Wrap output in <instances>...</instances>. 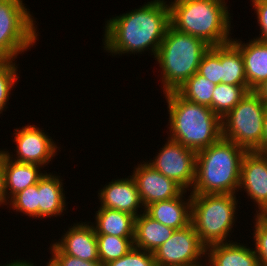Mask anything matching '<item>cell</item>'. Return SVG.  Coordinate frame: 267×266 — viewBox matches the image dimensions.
Instances as JSON below:
<instances>
[{"label": "cell", "mask_w": 267, "mask_h": 266, "mask_svg": "<svg viewBox=\"0 0 267 266\" xmlns=\"http://www.w3.org/2000/svg\"><path fill=\"white\" fill-rule=\"evenodd\" d=\"M165 0H153L140 8L106 21L103 48L122 55L151 50L154 58L170 23V6Z\"/></svg>", "instance_id": "6da1fadb"}, {"label": "cell", "mask_w": 267, "mask_h": 266, "mask_svg": "<svg viewBox=\"0 0 267 266\" xmlns=\"http://www.w3.org/2000/svg\"><path fill=\"white\" fill-rule=\"evenodd\" d=\"M246 152L243 147L224 138L198 151L191 195L236 194Z\"/></svg>", "instance_id": "7a4b0ae2"}, {"label": "cell", "mask_w": 267, "mask_h": 266, "mask_svg": "<svg viewBox=\"0 0 267 266\" xmlns=\"http://www.w3.org/2000/svg\"><path fill=\"white\" fill-rule=\"evenodd\" d=\"M165 94L171 140L198 152L222 138V119L210 107L183 98L177 91Z\"/></svg>", "instance_id": "3957f363"}, {"label": "cell", "mask_w": 267, "mask_h": 266, "mask_svg": "<svg viewBox=\"0 0 267 266\" xmlns=\"http://www.w3.org/2000/svg\"><path fill=\"white\" fill-rule=\"evenodd\" d=\"M226 3L225 0L169 1L171 26L210 46L228 43L232 40L231 16Z\"/></svg>", "instance_id": "277c9868"}, {"label": "cell", "mask_w": 267, "mask_h": 266, "mask_svg": "<svg viewBox=\"0 0 267 266\" xmlns=\"http://www.w3.org/2000/svg\"><path fill=\"white\" fill-rule=\"evenodd\" d=\"M210 47L204 40L170 25L155 56L162 70L163 92L177 91L197 73L199 63Z\"/></svg>", "instance_id": "5b68a950"}, {"label": "cell", "mask_w": 267, "mask_h": 266, "mask_svg": "<svg viewBox=\"0 0 267 266\" xmlns=\"http://www.w3.org/2000/svg\"><path fill=\"white\" fill-rule=\"evenodd\" d=\"M236 200L235 194L192 195L191 224L205 247L227 243L236 220Z\"/></svg>", "instance_id": "8992f818"}, {"label": "cell", "mask_w": 267, "mask_h": 266, "mask_svg": "<svg viewBox=\"0 0 267 266\" xmlns=\"http://www.w3.org/2000/svg\"><path fill=\"white\" fill-rule=\"evenodd\" d=\"M266 103L251 90L222 118V138L247 151L261 152Z\"/></svg>", "instance_id": "52a82bcc"}, {"label": "cell", "mask_w": 267, "mask_h": 266, "mask_svg": "<svg viewBox=\"0 0 267 266\" xmlns=\"http://www.w3.org/2000/svg\"><path fill=\"white\" fill-rule=\"evenodd\" d=\"M29 10L22 0H5L0 5V58L15 60L36 43L39 35Z\"/></svg>", "instance_id": "ba28073f"}, {"label": "cell", "mask_w": 267, "mask_h": 266, "mask_svg": "<svg viewBox=\"0 0 267 266\" xmlns=\"http://www.w3.org/2000/svg\"><path fill=\"white\" fill-rule=\"evenodd\" d=\"M165 145L159 150L154 160L147 162L155 170L175 181L185 191L194 184L196 155L192 149L179 142L167 138Z\"/></svg>", "instance_id": "9c48e42d"}, {"label": "cell", "mask_w": 267, "mask_h": 266, "mask_svg": "<svg viewBox=\"0 0 267 266\" xmlns=\"http://www.w3.org/2000/svg\"><path fill=\"white\" fill-rule=\"evenodd\" d=\"M206 247L200 242L194 226L175 230L172 236L160 245L153 256L157 266H189L202 261Z\"/></svg>", "instance_id": "30bf717a"}, {"label": "cell", "mask_w": 267, "mask_h": 266, "mask_svg": "<svg viewBox=\"0 0 267 266\" xmlns=\"http://www.w3.org/2000/svg\"><path fill=\"white\" fill-rule=\"evenodd\" d=\"M43 131L29 124L20 130L16 128L14 132V142L17 145L14 154L16 158L9 151H4L5 155L13 161L37 164L44 168L43 165H47L57 154L58 147L52 137Z\"/></svg>", "instance_id": "8fae6325"}, {"label": "cell", "mask_w": 267, "mask_h": 266, "mask_svg": "<svg viewBox=\"0 0 267 266\" xmlns=\"http://www.w3.org/2000/svg\"><path fill=\"white\" fill-rule=\"evenodd\" d=\"M143 163V164H142ZM140 162L132 173L143 206L180 196L185 190L175 181L155 170L147 162Z\"/></svg>", "instance_id": "7c38bea8"}, {"label": "cell", "mask_w": 267, "mask_h": 266, "mask_svg": "<svg viewBox=\"0 0 267 266\" xmlns=\"http://www.w3.org/2000/svg\"><path fill=\"white\" fill-rule=\"evenodd\" d=\"M241 189L258 205L257 215L267 207V153L246 152L241 164Z\"/></svg>", "instance_id": "4fadbf2b"}, {"label": "cell", "mask_w": 267, "mask_h": 266, "mask_svg": "<svg viewBox=\"0 0 267 266\" xmlns=\"http://www.w3.org/2000/svg\"><path fill=\"white\" fill-rule=\"evenodd\" d=\"M84 223V224H83ZM76 223L59 241L50 244V253H65L66 255L89 262H100L98 257L97 236L94 227L89 222Z\"/></svg>", "instance_id": "5bb4252c"}, {"label": "cell", "mask_w": 267, "mask_h": 266, "mask_svg": "<svg viewBox=\"0 0 267 266\" xmlns=\"http://www.w3.org/2000/svg\"><path fill=\"white\" fill-rule=\"evenodd\" d=\"M101 206L99 208L115 209L133 215L135 218L138 214V208H143L136 183L132 176L112 180L108 185L98 193Z\"/></svg>", "instance_id": "9a60e30c"}, {"label": "cell", "mask_w": 267, "mask_h": 266, "mask_svg": "<svg viewBox=\"0 0 267 266\" xmlns=\"http://www.w3.org/2000/svg\"><path fill=\"white\" fill-rule=\"evenodd\" d=\"M184 193H187V190L170 200L149 204L144 210L150 217L174 230L185 228L191 224L192 195L190 193L188 199L184 201Z\"/></svg>", "instance_id": "2e32d148"}, {"label": "cell", "mask_w": 267, "mask_h": 266, "mask_svg": "<svg viewBox=\"0 0 267 266\" xmlns=\"http://www.w3.org/2000/svg\"><path fill=\"white\" fill-rule=\"evenodd\" d=\"M239 40L232 38L231 41L242 54L249 90H255L267 79V43L255 38L246 44Z\"/></svg>", "instance_id": "e0dca14e"}, {"label": "cell", "mask_w": 267, "mask_h": 266, "mask_svg": "<svg viewBox=\"0 0 267 266\" xmlns=\"http://www.w3.org/2000/svg\"><path fill=\"white\" fill-rule=\"evenodd\" d=\"M253 249L232 241L212 244L206 247L205 259L209 266H260Z\"/></svg>", "instance_id": "ac0fdd59"}, {"label": "cell", "mask_w": 267, "mask_h": 266, "mask_svg": "<svg viewBox=\"0 0 267 266\" xmlns=\"http://www.w3.org/2000/svg\"><path fill=\"white\" fill-rule=\"evenodd\" d=\"M62 181L60 176L47 172L38 181V218L56 217L66 211Z\"/></svg>", "instance_id": "d6986e66"}, {"label": "cell", "mask_w": 267, "mask_h": 266, "mask_svg": "<svg viewBox=\"0 0 267 266\" xmlns=\"http://www.w3.org/2000/svg\"><path fill=\"white\" fill-rule=\"evenodd\" d=\"M141 210L142 213L135 218L134 247L153 253L175 230L153 219L145 210Z\"/></svg>", "instance_id": "ffe728a7"}, {"label": "cell", "mask_w": 267, "mask_h": 266, "mask_svg": "<svg viewBox=\"0 0 267 266\" xmlns=\"http://www.w3.org/2000/svg\"><path fill=\"white\" fill-rule=\"evenodd\" d=\"M39 169H41V166L37 164L16 162L4 153V190L6 200H10L15 194L27 187L37 184L44 175Z\"/></svg>", "instance_id": "44dd1931"}, {"label": "cell", "mask_w": 267, "mask_h": 266, "mask_svg": "<svg viewBox=\"0 0 267 266\" xmlns=\"http://www.w3.org/2000/svg\"><path fill=\"white\" fill-rule=\"evenodd\" d=\"M96 222L92 226L96 235L134 237L135 217L129 213L115 209L99 208L95 215Z\"/></svg>", "instance_id": "7402d4cb"}, {"label": "cell", "mask_w": 267, "mask_h": 266, "mask_svg": "<svg viewBox=\"0 0 267 266\" xmlns=\"http://www.w3.org/2000/svg\"><path fill=\"white\" fill-rule=\"evenodd\" d=\"M221 83L248 86L242 54L232 41L221 45Z\"/></svg>", "instance_id": "603a6c76"}, {"label": "cell", "mask_w": 267, "mask_h": 266, "mask_svg": "<svg viewBox=\"0 0 267 266\" xmlns=\"http://www.w3.org/2000/svg\"><path fill=\"white\" fill-rule=\"evenodd\" d=\"M249 91V86L217 84L212 95L213 112L224 118Z\"/></svg>", "instance_id": "cb8c5ba5"}, {"label": "cell", "mask_w": 267, "mask_h": 266, "mask_svg": "<svg viewBox=\"0 0 267 266\" xmlns=\"http://www.w3.org/2000/svg\"><path fill=\"white\" fill-rule=\"evenodd\" d=\"M215 86V84L205 77L195 73L177 90V92L188 101L212 109V95Z\"/></svg>", "instance_id": "d4e9b609"}, {"label": "cell", "mask_w": 267, "mask_h": 266, "mask_svg": "<svg viewBox=\"0 0 267 266\" xmlns=\"http://www.w3.org/2000/svg\"><path fill=\"white\" fill-rule=\"evenodd\" d=\"M98 257L104 265L109 261L119 259L134 248V237H119L111 235H96Z\"/></svg>", "instance_id": "484cf974"}, {"label": "cell", "mask_w": 267, "mask_h": 266, "mask_svg": "<svg viewBox=\"0 0 267 266\" xmlns=\"http://www.w3.org/2000/svg\"><path fill=\"white\" fill-rule=\"evenodd\" d=\"M15 60L0 58V114L5 110L9 95L18 81V67Z\"/></svg>", "instance_id": "4316f807"}, {"label": "cell", "mask_w": 267, "mask_h": 266, "mask_svg": "<svg viewBox=\"0 0 267 266\" xmlns=\"http://www.w3.org/2000/svg\"><path fill=\"white\" fill-rule=\"evenodd\" d=\"M38 183L27 187L8 200L12 210L21 212L29 217L38 218Z\"/></svg>", "instance_id": "83f0119b"}, {"label": "cell", "mask_w": 267, "mask_h": 266, "mask_svg": "<svg viewBox=\"0 0 267 266\" xmlns=\"http://www.w3.org/2000/svg\"><path fill=\"white\" fill-rule=\"evenodd\" d=\"M197 73L215 85L221 83V45L211 46L203 55Z\"/></svg>", "instance_id": "f1b7e54d"}, {"label": "cell", "mask_w": 267, "mask_h": 266, "mask_svg": "<svg viewBox=\"0 0 267 266\" xmlns=\"http://www.w3.org/2000/svg\"><path fill=\"white\" fill-rule=\"evenodd\" d=\"M104 266H157L153 253L133 248L123 257L112 260Z\"/></svg>", "instance_id": "f546056e"}, {"label": "cell", "mask_w": 267, "mask_h": 266, "mask_svg": "<svg viewBox=\"0 0 267 266\" xmlns=\"http://www.w3.org/2000/svg\"><path fill=\"white\" fill-rule=\"evenodd\" d=\"M253 237L255 241V253L259 258L260 266H267V224L255 214Z\"/></svg>", "instance_id": "4dcf8cb0"}, {"label": "cell", "mask_w": 267, "mask_h": 266, "mask_svg": "<svg viewBox=\"0 0 267 266\" xmlns=\"http://www.w3.org/2000/svg\"><path fill=\"white\" fill-rule=\"evenodd\" d=\"M252 6L257 13L261 36L255 38L267 43V0H251Z\"/></svg>", "instance_id": "1f68e13d"}, {"label": "cell", "mask_w": 267, "mask_h": 266, "mask_svg": "<svg viewBox=\"0 0 267 266\" xmlns=\"http://www.w3.org/2000/svg\"><path fill=\"white\" fill-rule=\"evenodd\" d=\"M52 257L60 266H104L101 262H89L66 255L65 253H52Z\"/></svg>", "instance_id": "d6a6232c"}, {"label": "cell", "mask_w": 267, "mask_h": 266, "mask_svg": "<svg viewBox=\"0 0 267 266\" xmlns=\"http://www.w3.org/2000/svg\"><path fill=\"white\" fill-rule=\"evenodd\" d=\"M2 204H8L4 190V150H0V206Z\"/></svg>", "instance_id": "836d02e7"}, {"label": "cell", "mask_w": 267, "mask_h": 266, "mask_svg": "<svg viewBox=\"0 0 267 266\" xmlns=\"http://www.w3.org/2000/svg\"><path fill=\"white\" fill-rule=\"evenodd\" d=\"M261 153H267V104H266V112L264 116V129L263 136L261 142Z\"/></svg>", "instance_id": "e575fe53"}, {"label": "cell", "mask_w": 267, "mask_h": 266, "mask_svg": "<svg viewBox=\"0 0 267 266\" xmlns=\"http://www.w3.org/2000/svg\"><path fill=\"white\" fill-rule=\"evenodd\" d=\"M258 96L267 104V79L254 90Z\"/></svg>", "instance_id": "d590c367"}, {"label": "cell", "mask_w": 267, "mask_h": 266, "mask_svg": "<svg viewBox=\"0 0 267 266\" xmlns=\"http://www.w3.org/2000/svg\"><path fill=\"white\" fill-rule=\"evenodd\" d=\"M0 266H4V265H0ZM5 266H35L34 263L28 262L26 260H13V262L11 261V263H7V265L5 264Z\"/></svg>", "instance_id": "8d00e7d4"}, {"label": "cell", "mask_w": 267, "mask_h": 266, "mask_svg": "<svg viewBox=\"0 0 267 266\" xmlns=\"http://www.w3.org/2000/svg\"><path fill=\"white\" fill-rule=\"evenodd\" d=\"M258 216L267 224V207Z\"/></svg>", "instance_id": "74e56055"}, {"label": "cell", "mask_w": 267, "mask_h": 266, "mask_svg": "<svg viewBox=\"0 0 267 266\" xmlns=\"http://www.w3.org/2000/svg\"><path fill=\"white\" fill-rule=\"evenodd\" d=\"M46 266H60V265L53 257H51Z\"/></svg>", "instance_id": "f35d334b"}, {"label": "cell", "mask_w": 267, "mask_h": 266, "mask_svg": "<svg viewBox=\"0 0 267 266\" xmlns=\"http://www.w3.org/2000/svg\"><path fill=\"white\" fill-rule=\"evenodd\" d=\"M205 264L203 265V263L201 264V262H200L198 264H193V265H189V266H209V265H207L208 263H205Z\"/></svg>", "instance_id": "ab89813d"}]
</instances>
